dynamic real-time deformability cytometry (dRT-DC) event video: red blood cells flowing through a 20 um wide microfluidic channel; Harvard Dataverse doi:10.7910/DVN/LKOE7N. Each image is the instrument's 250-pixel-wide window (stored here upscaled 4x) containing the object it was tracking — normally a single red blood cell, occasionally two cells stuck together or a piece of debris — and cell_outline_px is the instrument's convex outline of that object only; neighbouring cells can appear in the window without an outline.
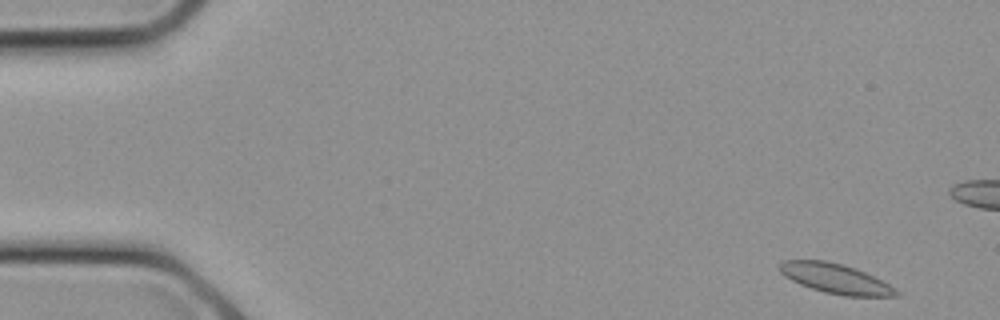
{"species": "common noctule bat (a hibernating species)", "species_latin": "Nyctalus noctula", "temperature_condition": "cold", "stored_images_in_passage": 6, "camera_frame_rate_fps": 3000, "um_per_image_px": 0.085, "animal": {"sex": "female", "body_mass_g": 21.9}, "frame": {"image": 1, "passage_image": 1, "time_ms": 0.0, "image_size_px": [1000, 320], "cell_outline_px": [[900, 296], [844, 296], [824, 292], [800, 284], [784, 276], [780, 272], [780, 264], [784, 260], [824, 260], [844, 264], [856, 268], [896, 288], [900, 292]], "centroid_in_image_um": [71.03, 23.68], "position_along_channel_um": 14.0, "area_um2": 20.11}}